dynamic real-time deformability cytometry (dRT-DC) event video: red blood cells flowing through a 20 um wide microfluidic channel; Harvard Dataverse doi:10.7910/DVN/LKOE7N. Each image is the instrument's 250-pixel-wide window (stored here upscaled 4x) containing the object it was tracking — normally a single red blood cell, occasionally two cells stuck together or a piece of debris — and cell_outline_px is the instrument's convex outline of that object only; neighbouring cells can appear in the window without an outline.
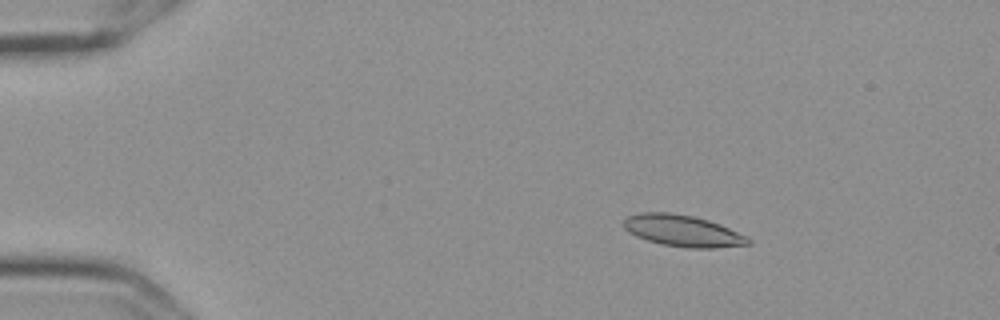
{"species": "Egyptian fruit bat (a non-hibernating species)", "species_latin": "Rousettus aegyptiacus", "temperature_condition": "cold", "stored_images_in_passage": 53, "camera_frame_rate_fps": 3000, "um_per_image_px": 0.085, "frame": {"image": 1, "passage_image": 6, "time_ms": 1.667, "image_size_px": [1000, 320], "cell_outline_px": [[752, 244], [716, 248], [688, 248], [664, 244], [648, 240], [636, 236], [628, 232], [624, 228], [624, 220], [628, 216], [640, 212], [668, 212], [692, 216], [708, 220], [720, 224], [748, 236], [752, 240]], "centroid_in_image_um": [58.07, 19.62], "position_along_channel_um": 26.9, "area_um2": 22.89}}
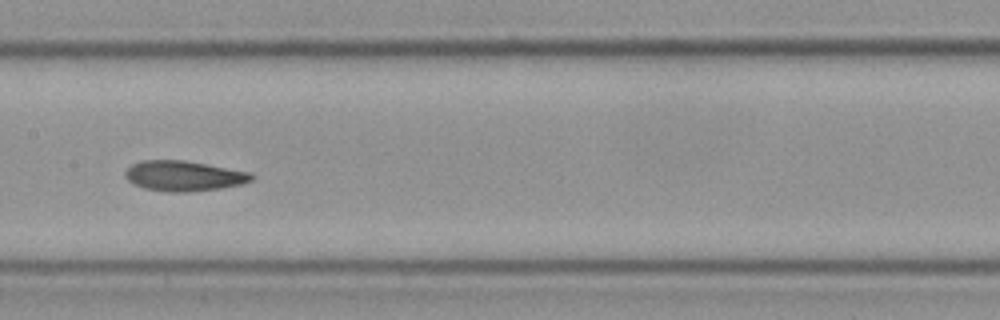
{"frame": {"image": 2, "passage_image": 26, "time_ms": 8.333, "image_size_px": [1000, 320], "cell_outline_px": [[252, 180], [240, 184], [220, 188], [188, 192], [168, 192], [144, 188], [128, 180], [124, 176], [124, 172], [132, 164], [140, 160], [184, 160], [252, 172]], "centroid_in_image_um": [15.6, 14.94], "position_along_channel_um": 191.8, "area_um2": 22.2}}
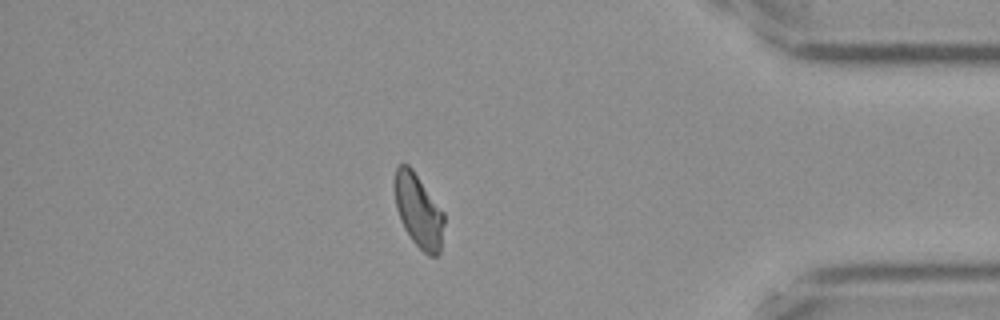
{"frame": {"image": 3, "passage_image": 46, "time_ms": 15.0, "image_size_px": [1000, 320], "cell_outline_px": [[444, 224], [440, 252], [436, 256], [428, 256], [412, 240], [404, 228], [400, 220], [396, 208], [396, 168], [400, 164], [408, 164], [412, 168], [444, 212]], "centroid_in_image_um": [35.6, 17.95], "position_along_channel_um": 399.6, "area_um2": 20.87}, "authors_computed_cell_mechanics": {"area_um2": 22.1952, "velocity_mm_per_s": 3.5861, "shape_relaxation_time_tau1_ms": 11.3584, "shape_relaxation_time_tau2_ms": 3.7226, "deformation_change_tau1": 0.2098, "deformation_change_tau2": 0.0963}}